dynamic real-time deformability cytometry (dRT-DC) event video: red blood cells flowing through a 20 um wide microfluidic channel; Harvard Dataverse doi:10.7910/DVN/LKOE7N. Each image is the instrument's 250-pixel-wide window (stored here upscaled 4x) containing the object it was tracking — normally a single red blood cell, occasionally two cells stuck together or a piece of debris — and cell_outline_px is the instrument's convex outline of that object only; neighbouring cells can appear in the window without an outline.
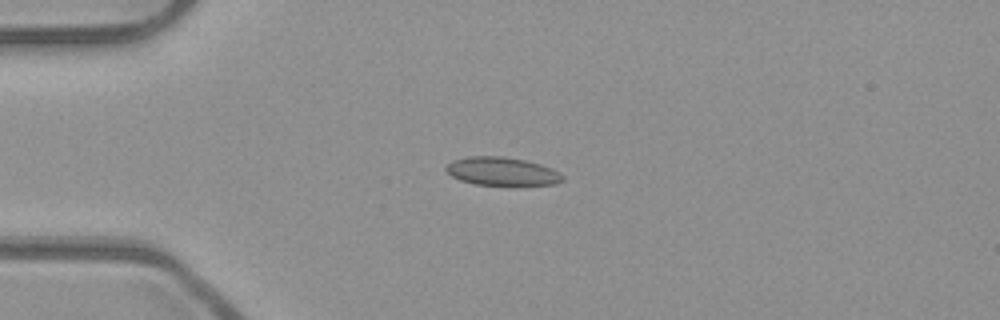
{"species": "common noctule bat (a hibernating species)", "species_latin": "Nyctalus noctula", "temperature_condition": "room temperature", "stored_images_in_passage": 40, "camera_frame_rate_fps": 3000, "um_per_image_px": 0.085, "animal": {"sex": "male", "body_mass_g": 23.1, "forearm_length_mm": 52.7}, "frame": {"image": 1, "passage_image": 1, "time_ms": 0.0, "image_size_px": [1000, 320], "cell_outline_px": [[564, 180], [556, 184], [516, 188], [512, 188], [476, 184], [460, 180], [452, 176], [444, 168], [452, 160], [468, 156], [504, 156], [524, 160], [540, 164], [552, 168], [564, 176]], "centroid_in_image_um": [42.73, 14.62], "position_along_channel_um": 42.3, "area_um2": 20.17}}
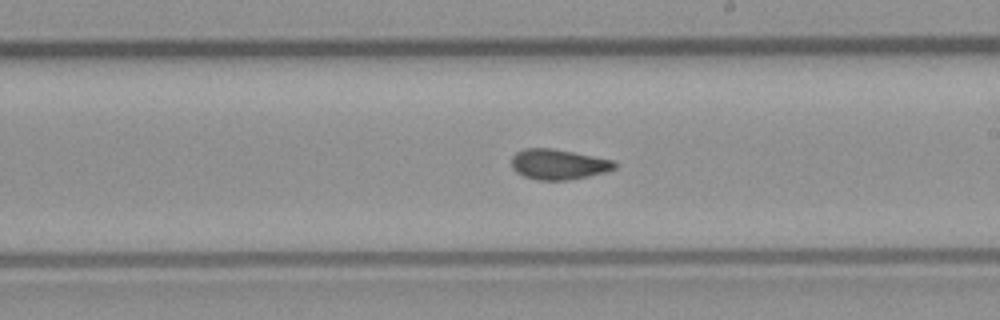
{"frame": {"image": 2, "passage_image": 18, "time_ms": 5.667, "image_size_px": [1000, 320], "cell_outline_px": [[616, 168], [604, 172], [588, 176], [568, 180], [536, 180], [524, 176], [516, 172], [512, 168], [512, 156], [516, 152], [524, 148], [552, 148], [612, 160], [616, 164]], "centroid_in_image_um": [47.42, 13.97], "position_along_channel_um": 241.6, "area_um2": 18.09}}
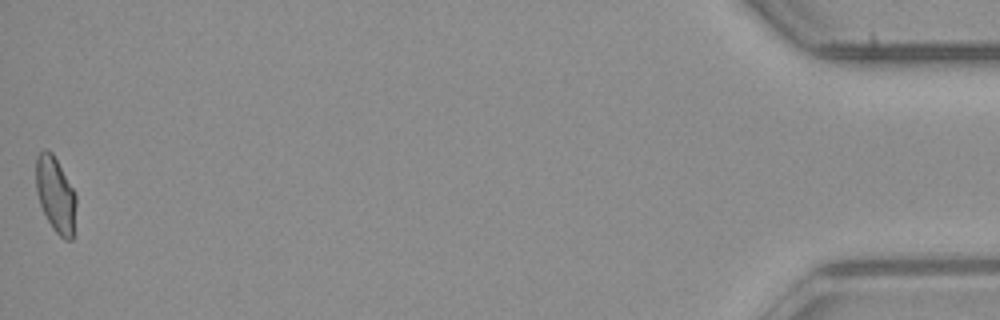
{"frame": {"image": 3, "passage_image": 40, "time_ms": 13.0, "image_size_px": [1000, 320], "cell_outline_px": [[76, 204], [72, 240], [64, 240], [52, 228], [40, 204], [36, 192], [36, 156], [44, 148], [52, 152], [76, 192]], "centroid_in_image_um": [4.73, 16.52], "position_along_channel_um": 430.5, "area_um2": 17.74}, "authors_computed_cell_mechanics": {"area_um2": 18.0625, "velocity_mm_per_s": 3.9604, "shape_relaxation_time_tau1_ms": null, "shape_relaxation_time_tau2_ms": 1.4075, "deformation_change_tau1": null, "deformation_change_tau2": 0.0564}}